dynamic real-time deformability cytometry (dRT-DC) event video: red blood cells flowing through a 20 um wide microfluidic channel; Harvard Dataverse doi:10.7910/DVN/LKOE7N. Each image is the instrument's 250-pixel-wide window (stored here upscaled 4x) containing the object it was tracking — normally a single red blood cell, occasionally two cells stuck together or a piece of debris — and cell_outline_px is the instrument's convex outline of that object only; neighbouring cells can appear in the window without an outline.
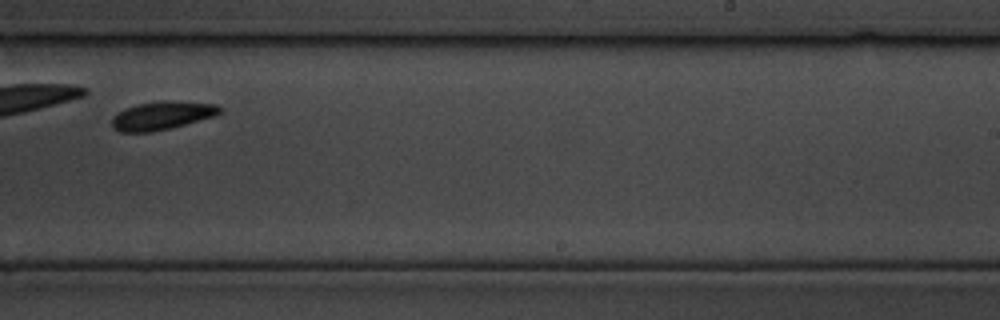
{"species": "common noctule bat (a hibernating species)", "species_latin": "Nyctalus noctula", "temperature_condition": "cold", "stored_images_in_passage": 20, "camera_frame_rate_fps": 3000, "um_per_image_px": 0.085, "animal": {"sex": "male", "body_mass_g": 19.5, "forearm_length_mm": 54.6}, "frame": {"image": 1, "passage_image": 12, "time_ms": 3.667, "image_size_px": [1000, 320], "cell_outline_px": [[220, 112], [216, 116], [152, 132], [120, 132], [112, 128], [112, 116], [116, 112], [140, 104], [164, 100], [168, 100], [216, 104], [220, 108]], "centroid_in_image_um": [13.74, 9.82], "position_along_channel_um": 275.3, "area_um2": 17.63}}